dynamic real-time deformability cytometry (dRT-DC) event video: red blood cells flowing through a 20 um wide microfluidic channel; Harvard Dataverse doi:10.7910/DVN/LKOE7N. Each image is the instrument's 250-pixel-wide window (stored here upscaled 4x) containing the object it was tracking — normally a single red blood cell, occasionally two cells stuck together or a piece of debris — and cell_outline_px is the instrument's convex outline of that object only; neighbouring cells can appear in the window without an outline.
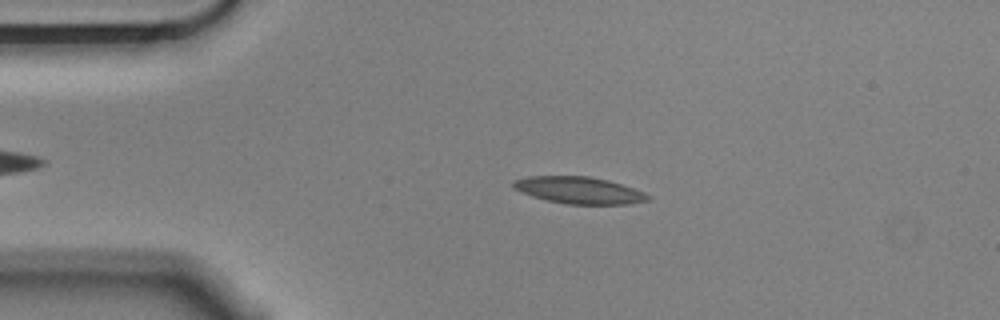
{"species": "Egyptian fruit bat (a non-hibernating species)", "species_latin": "Rousettus aegyptiacus", "temperature_condition": "cold", "stored_images_in_passage": 49, "camera_frame_rate_fps": 3000, "um_per_image_px": 0.085, "animal": {"sex": "male"}, "frame": {"image": 1, "passage_image": 11, "time_ms": 3.333, "image_size_px": [1000, 320], "cell_outline_px": [[648, 200], [628, 204], [568, 204], [548, 200], [532, 196], [512, 188], [512, 180], [528, 176], [588, 176], [608, 180], [644, 192], [648, 196]], "centroid_in_image_um": [49.16, 16.16], "position_along_channel_um": 35.8, "area_um2": 20.87}}
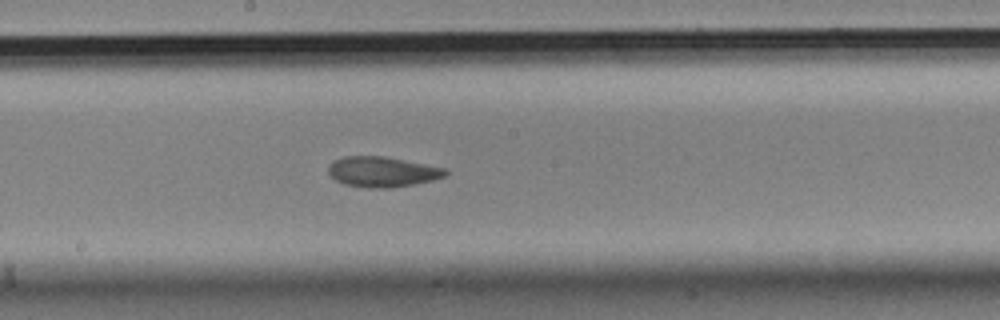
{"frame": {"image": 2, "passage_image": 29, "time_ms": 9.333, "image_size_px": [1000, 320], "cell_outline_px": [[448, 172], [444, 176], [432, 180], [392, 188], [368, 188], [344, 184], [336, 180], [328, 172], [328, 168], [332, 160], [344, 156], [384, 156], [448, 168]], "centroid_in_image_um": [32.49, 14.59], "position_along_channel_um": 215.7, "area_um2": 20.75}}
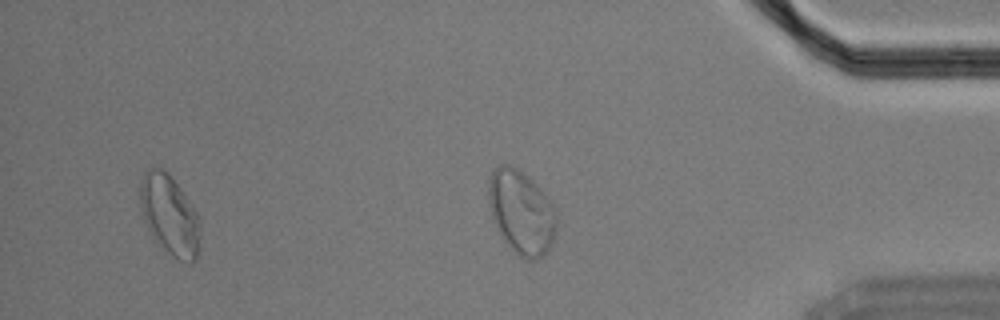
{"frame": {"image": 3, "passage_image": 46, "time_ms": 15.0, "image_size_px": [1000, 320], "cell_outline_px": [[200, 244], [196, 260], [192, 264], [188, 264], [172, 256], [160, 248], [152, 236], [144, 220], [140, 208], [140, 180], [144, 172], [152, 168], [160, 168], [168, 172], [180, 188], [200, 216]], "centroid_in_image_um": [14.43, 18.33], "position_along_channel_um": 420.8, "area_um2": 28.5}, "authors_computed_cell_mechanics": {"area_um2": 20.9814, "velocity_mm_per_s": 3.5267, "shape_relaxation_time_tau1_ms": null, "shape_relaxation_time_tau2_ms": 1.695, "deformation_change_tau1": null, "deformation_change_tau2": 0.0589}}